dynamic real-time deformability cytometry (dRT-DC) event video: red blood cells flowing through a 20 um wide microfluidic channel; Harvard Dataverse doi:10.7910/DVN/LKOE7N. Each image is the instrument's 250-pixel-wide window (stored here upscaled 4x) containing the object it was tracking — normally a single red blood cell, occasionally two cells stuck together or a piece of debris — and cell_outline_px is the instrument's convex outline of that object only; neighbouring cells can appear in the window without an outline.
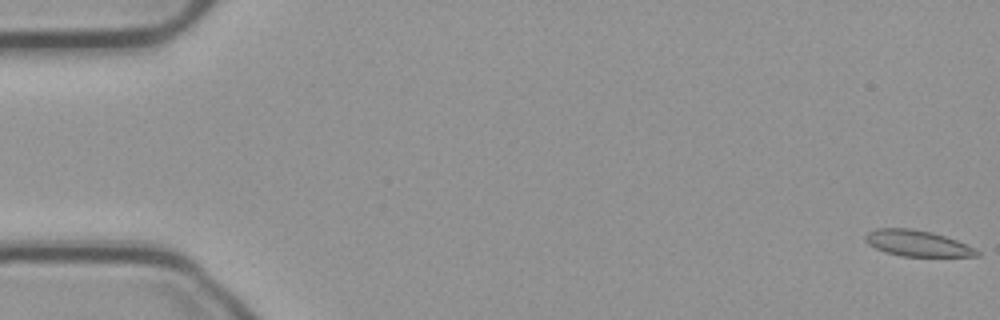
{"species": "common noctule bat (a hibernating species)", "species_latin": "Nyctalus noctula", "temperature_condition": "cold", "stored_images_in_passage": 56, "camera_frame_rate_fps": 3000, "um_per_image_px": 0.085, "animal": {"sex": "male", "body_mass_g": 23.1, "forearm_length_mm": 52.7}, "frame": {"image": 1, "passage_image": 1, "time_ms": 0.0, "image_size_px": [1000, 320], "cell_outline_px": [[980, 256], [900, 256], [884, 252], [868, 244], [864, 240], [864, 236], [868, 232], [876, 228], [912, 228], [932, 232], [956, 240], [980, 252]], "centroid_in_image_um": [77.9, 20.67], "position_along_channel_um": 7.1, "area_um2": 16.82}}
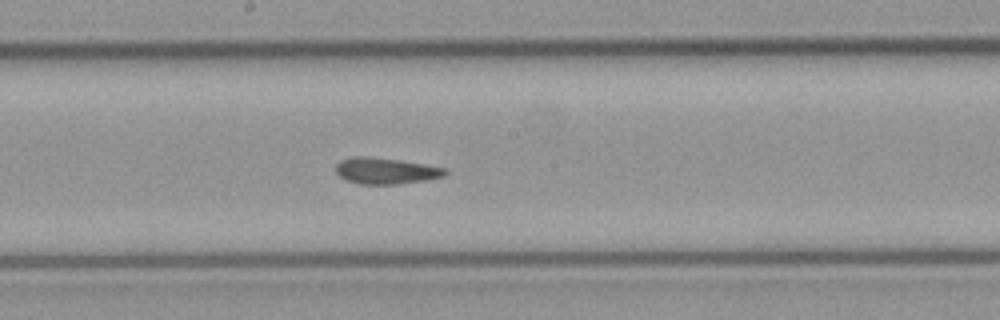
{"frame": {"image": 2, "passage_image": 30, "time_ms": 9.667, "image_size_px": [1000, 320], "cell_outline_px": [[448, 172], [444, 176], [424, 180], [396, 184], [360, 184], [348, 180], [340, 176], [336, 172], [336, 164], [340, 160], [352, 156], [368, 156], [400, 160], [448, 168]], "centroid_in_image_um": [32.79, 14.51], "position_along_channel_um": 215.4, "area_um2": 16.7}}
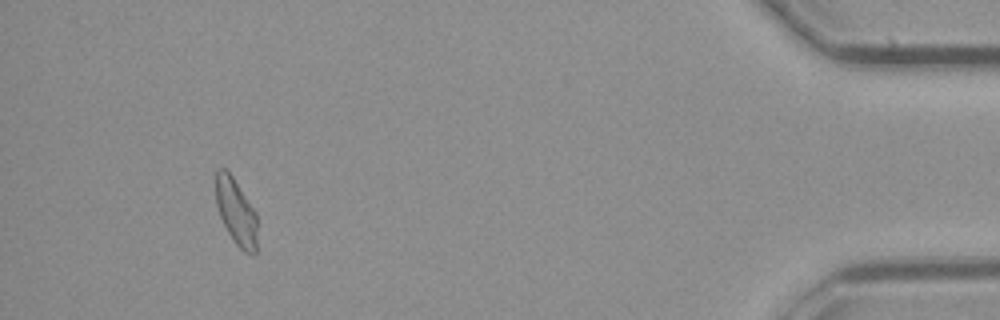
{"frame": {"image": 3, "passage_image": 52, "time_ms": 17.0, "image_size_px": [1000, 320], "cell_outline_px": [[256, 252], [244, 252], [236, 244], [228, 232], [220, 216], [216, 204], [216, 168], [224, 168], [232, 176], [256, 212]], "centroid_in_image_um": [20.05, 17.98], "position_along_channel_um": 415.2, "area_um2": 15.66}, "authors_computed_cell_mechanics": {"area_um2": 17.1377, "velocity_mm_per_s": 3.7074, "shape_relaxation_time_tau1_ms": null, "shape_relaxation_time_tau2_ms": 3.1236, "deformation_change_tau1": null, "deformation_change_tau2": 0.0867}}